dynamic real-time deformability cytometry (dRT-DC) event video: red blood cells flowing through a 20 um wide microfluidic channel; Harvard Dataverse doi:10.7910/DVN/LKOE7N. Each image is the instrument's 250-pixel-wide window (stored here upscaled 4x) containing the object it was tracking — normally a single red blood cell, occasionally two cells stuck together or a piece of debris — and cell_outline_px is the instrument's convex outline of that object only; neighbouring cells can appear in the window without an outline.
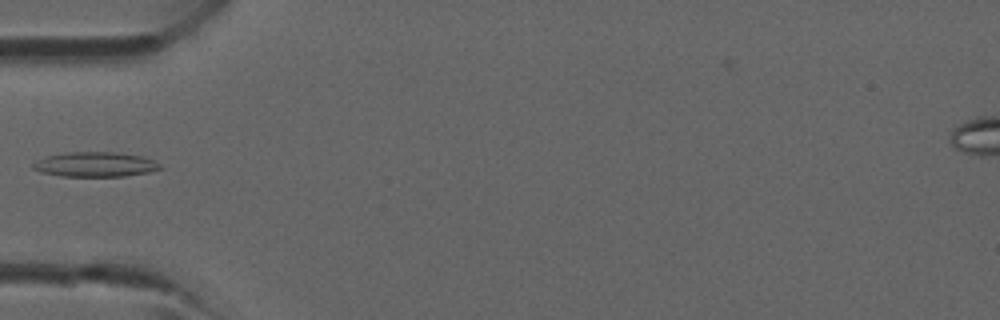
{"species": "common noctule bat (a hibernating species)", "species_latin": "Nyctalus noctula", "temperature_condition": "room temperature", "stored_images_in_passage": 4, "camera_frame_rate_fps": 3000, "um_per_image_px": 0.085, "animal": {"sex": "male", "forearm_length_mm": 52.5}, "frame": {"image": 1, "passage_image": 4, "time_ms": 3.667, "image_size_px": [1000, 320], "cell_outline_px": [[160, 168], [148, 172], [124, 176], [60, 176], [40, 172], [32, 168], [32, 164], [48, 156], [64, 152], [116, 152], [144, 156], [156, 160], [160, 164]], "centroid_in_image_um": [8.11, 13.97], "position_along_channel_um": 76.9, "area_um2": 18.32}}